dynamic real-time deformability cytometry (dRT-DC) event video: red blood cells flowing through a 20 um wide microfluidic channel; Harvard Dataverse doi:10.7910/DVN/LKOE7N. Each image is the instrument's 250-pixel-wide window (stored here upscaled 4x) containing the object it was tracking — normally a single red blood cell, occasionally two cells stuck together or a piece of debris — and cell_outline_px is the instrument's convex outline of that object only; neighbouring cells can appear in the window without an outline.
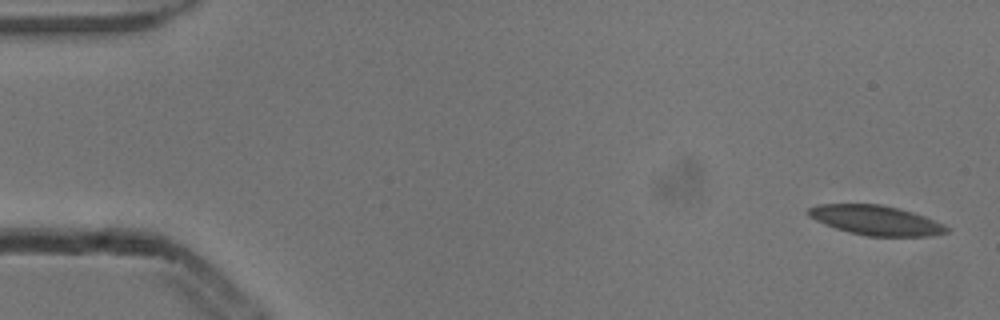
{"species": "common noctule bat (a hibernating species)", "species_latin": "Nyctalus noctula", "temperature_condition": "cold", "stored_images_in_passage": 5, "camera_frame_rate_fps": 3000, "um_per_image_px": 0.085, "animal": {"sex": "male", "body_mass_g": 13.3}, "frame": {"image": 1, "passage_image": 1, "time_ms": 0.0, "image_size_px": [1000, 320], "cell_outline_px": [[948, 232], [932, 236], [868, 236], [848, 232], [824, 224], [808, 216], [808, 208], [816, 204], [880, 204], [912, 212], [924, 216], [944, 224], [948, 228]], "centroid_in_image_um": [74.43, 18.72], "position_along_channel_um": 10.6, "area_um2": 23.76}}
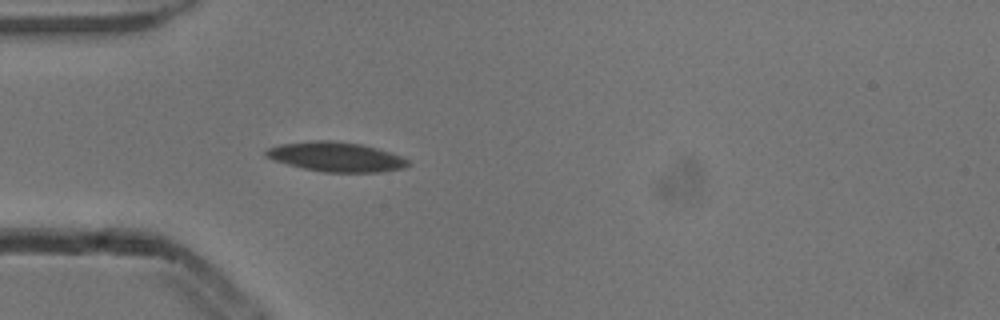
{"frame": {"image": 2, "passage_image": 5, "time_ms": 1.333, "image_size_px": [1000, 320], "cell_outline_px": [[412, 164], [404, 168], [380, 172], [324, 172], [304, 168], [288, 164], [264, 156], [264, 152], [268, 148], [280, 144], [316, 140], [332, 140], [360, 144], [376, 148], [400, 156], [408, 160]], "centroid_in_image_um": [28.57, 13.33], "position_along_channel_um": 56.4, "area_um2": 24.28}}